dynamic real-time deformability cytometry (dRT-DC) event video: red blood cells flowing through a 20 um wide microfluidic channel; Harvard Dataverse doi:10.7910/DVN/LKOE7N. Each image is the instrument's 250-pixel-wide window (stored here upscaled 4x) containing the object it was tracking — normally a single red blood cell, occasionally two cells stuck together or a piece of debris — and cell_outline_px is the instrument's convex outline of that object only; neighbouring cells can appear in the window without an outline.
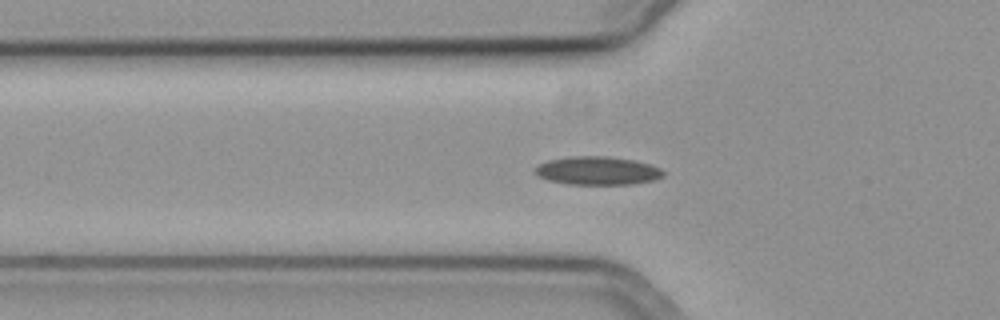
{"species": "common noctule bat (a hibernating species)", "species_latin": "Nyctalus noctula", "temperature_condition": "cold", "stored_images_in_passage": 29, "camera_frame_rate_fps": 3000, "um_per_image_px": 0.085, "animal": {"sex": "female", "body_mass_g": 19.3, "forearm_length_mm": 54.1}, "frame": {"image": 1, "passage_image": 3, "time_ms": 0.667, "image_size_px": [1000, 320], "cell_outline_px": [[664, 176], [652, 180], [632, 184], [568, 184], [548, 180], [536, 176], [532, 172], [540, 164], [548, 160], [568, 156], [604, 156], [632, 160], [648, 164], [660, 168], [664, 172]], "centroid_in_image_um": [50.73, 14.51], "position_along_channel_um": 75.1, "area_um2": 21.1}}
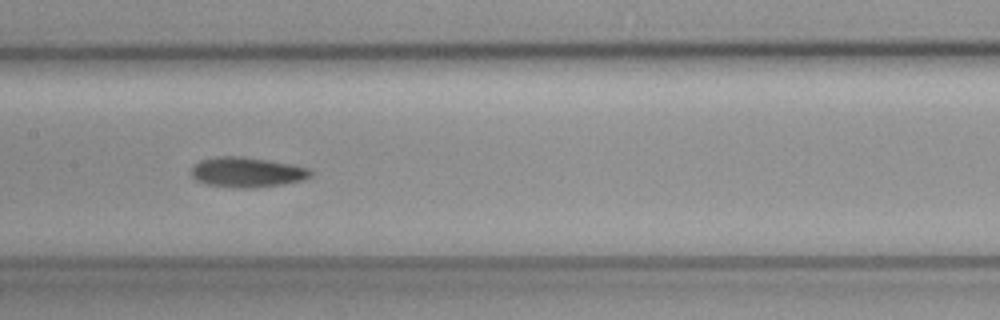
{"frame": {"image": 2, "passage_image": 12, "time_ms": 3.667, "image_size_px": [1000, 320], "cell_outline_px": [[312, 176], [304, 180], [284, 184], [256, 188], [228, 188], [204, 184], [196, 180], [192, 176], [192, 168], [200, 160], [216, 156], [240, 156], [268, 160], [292, 164], [312, 168]], "centroid_in_image_um": [21.02, 14.65], "position_along_channel_um": 186.4, "area_um2": 21.33}}
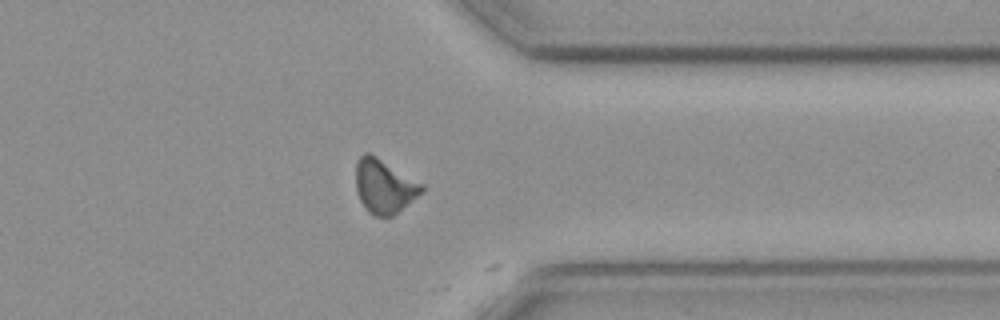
{"frame": {"image": 3, "passage_image": 28, "time_ms": 9.0, "image_size_px": [1000, 320], "cell_outline_px": [[424, 192], [392, 216], [372, 216], [364, 208], [360, 200], [356, 188], [356, 160], [364, 152], [368, 152], [376, 156], [424, 184]], "centroid_in_image_um": [32.66, 15.83], "position_along_channel_um": 378.7, "area_um2": 20.87}}